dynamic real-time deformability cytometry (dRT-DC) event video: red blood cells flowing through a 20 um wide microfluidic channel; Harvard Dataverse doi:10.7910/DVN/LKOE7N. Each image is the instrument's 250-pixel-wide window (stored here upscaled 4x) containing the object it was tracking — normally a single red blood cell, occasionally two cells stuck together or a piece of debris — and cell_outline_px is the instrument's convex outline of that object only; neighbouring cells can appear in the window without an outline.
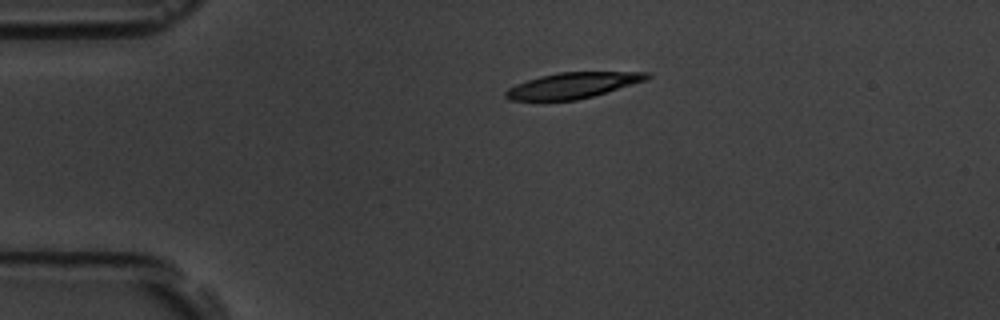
{"species": "common noctule bat (a hibernating species)", "species_latin": "Nyctalus noctula", "temperature_condition": "room temperature", "stored_images_in_passage": 6, "camera_frame_rate_fps": 3000, "um_per_image_px": 0.085, "animal": {"sex": "male", "body_mass_g": 19.5, "forearm_length_mm": 54.6}, "frame": {"image": 1, "passage_image": 6, "time_ms": 6.0, "image_size_px": [1000, 320], "cell_outline_px": [[652, 76], [644, 80], [632, 84], [592, 96], [576, 100], [508, 100], [504, 96], [504, 92], [508, 88], [516, 84], [540, 76], [560, 72], [652, 72]], "centroid_in_image_um": [48.65, 7.25], "position_along_channel_um": 36.4, "area_um2": 20.92}}